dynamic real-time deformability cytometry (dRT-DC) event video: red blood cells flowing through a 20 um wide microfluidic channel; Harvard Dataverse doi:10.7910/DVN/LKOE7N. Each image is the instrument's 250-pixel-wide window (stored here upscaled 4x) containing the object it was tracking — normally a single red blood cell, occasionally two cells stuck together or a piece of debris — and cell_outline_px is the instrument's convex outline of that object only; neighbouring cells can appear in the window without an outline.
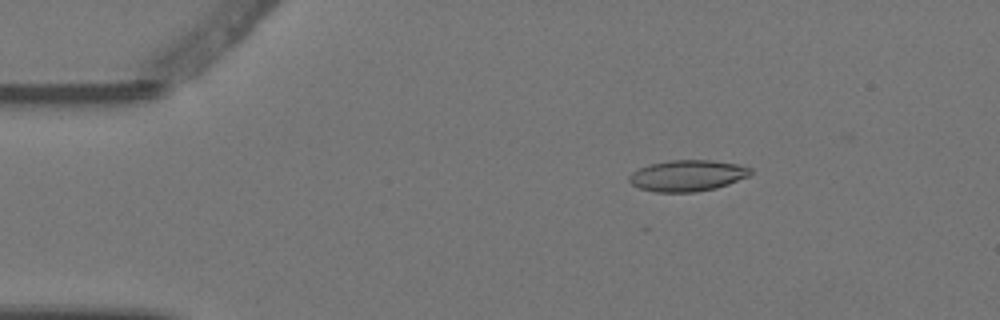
{"species": "Egyptian fruit bat (a non-hibernating species)", "species_latin": "Rousettus aegyptiacus", "temperature_condition": "warm", "stored_images_in_passage": 5, "camera_frame_rate_fps": 3000, "um_per_image_px": 0.085, "animal": {"sex": "female"}, "frame": {"image": 1, "passage_image": 3, "time_ms": 0.667, "image_size_px": [1000, 320], "cell_outline_px": [[752, 172], [748, 176], [728, 184], [716, 188], [696, 192], [656, 192], [640, 188], [632, 184], [628, 180], [628, 176], [632, 172], [648, 164], [672, 160], [712, 160], [740, 164], [752, 168]], "centroid_in_image_um": [58.44, 14.92], "position_along_channel_um": 26.6, "area_um2": 22.14}}